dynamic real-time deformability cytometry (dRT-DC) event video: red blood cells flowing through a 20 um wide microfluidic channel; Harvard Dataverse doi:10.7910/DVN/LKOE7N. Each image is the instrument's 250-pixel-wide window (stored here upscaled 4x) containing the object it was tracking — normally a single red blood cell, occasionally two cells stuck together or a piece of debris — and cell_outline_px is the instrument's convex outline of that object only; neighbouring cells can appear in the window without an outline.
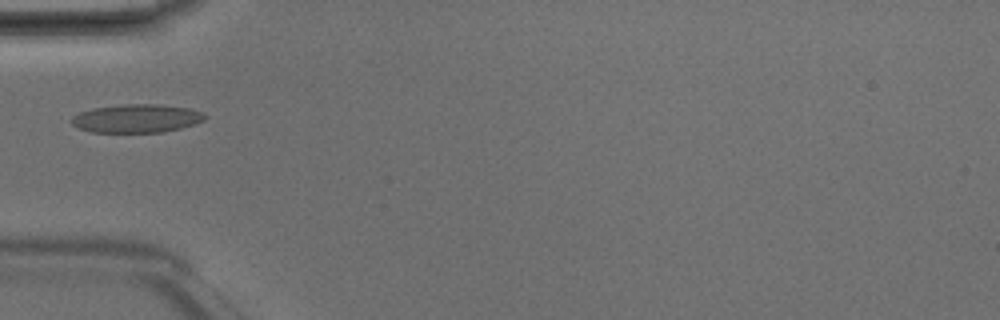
{"species": "Egyptian fruit bat (a non-hibernating species)", "species_latin": "Rousettus aegyptiacus", "temperature_condition": "room temperature", "stored_images_in_passage": 33, "camera_frame_rate_fps": 3000, "um_per_image_px": 0.085, "animal": {"sex": "male"}, "frame": {"image": 1, "passage_image": 1, "time_ms": 0.0, "image_size_px": [1000, 320], "cell_outline_px": [[208, 116], [204, 120], [196, 124], [180, 128], [160, 132], [92, 132], [80, 128], [72, 124], [72, 116], [80, 112], [92, 108], [124, 104], [160, 104], [188, 108], [204, 112]], "centroid_in_image_um": [11.65, 10.06], "position_along_channel_um": 73.3, "area_um2": 22.08}}
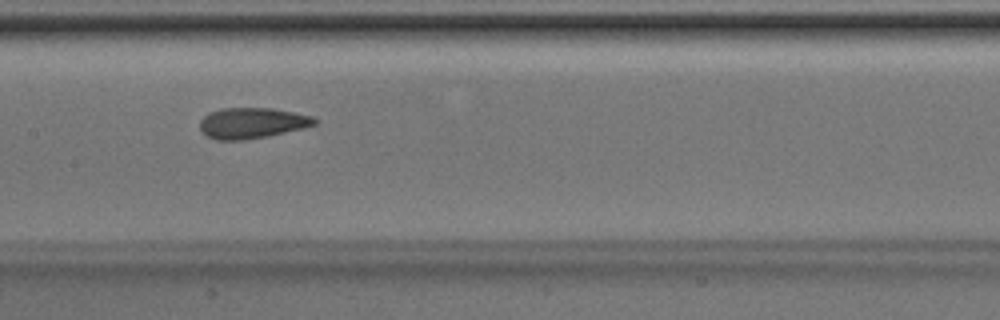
{"frame": {"image": 2, "passage_image": 9, "time_ms": 2.667, "image_size_px": [1000, 320], "cell_outline_px": [[320, 120], [316, 124], [304, 128], [268, 136], [244, 140], [216, 140], [204, 136], [200, 128], [200, 120], [204, 116], [212, 112], [224, 108], [272, 108], [312, 116]], "centroid_in_image_um": [21.43, 10.47], "position_along_channel_um": 186.0, "area_um2": 20.63}}
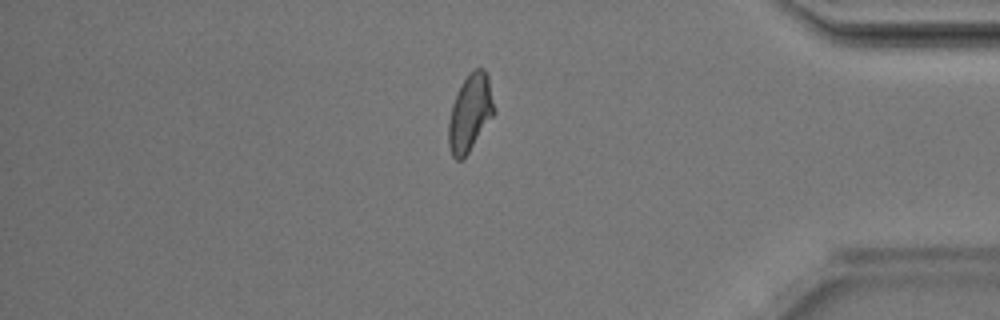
{"frame": {"image": 3, "passage_image": 26, "time_ms": 8.333, "image_size_px": [1000, 320], "cell_outline_px": [[492, 116], [468, 152], [460, 160], [456, 160], [452, 156], [448, 144], [448, 124], [452, 104], [464, 80], [476, 68], [484, 68], [488, 76], [492, 104]], "centroid_in_image_um": [39.91, 9.62], "position_along_channel_um": 395.3, "area_um2": 19.48}}